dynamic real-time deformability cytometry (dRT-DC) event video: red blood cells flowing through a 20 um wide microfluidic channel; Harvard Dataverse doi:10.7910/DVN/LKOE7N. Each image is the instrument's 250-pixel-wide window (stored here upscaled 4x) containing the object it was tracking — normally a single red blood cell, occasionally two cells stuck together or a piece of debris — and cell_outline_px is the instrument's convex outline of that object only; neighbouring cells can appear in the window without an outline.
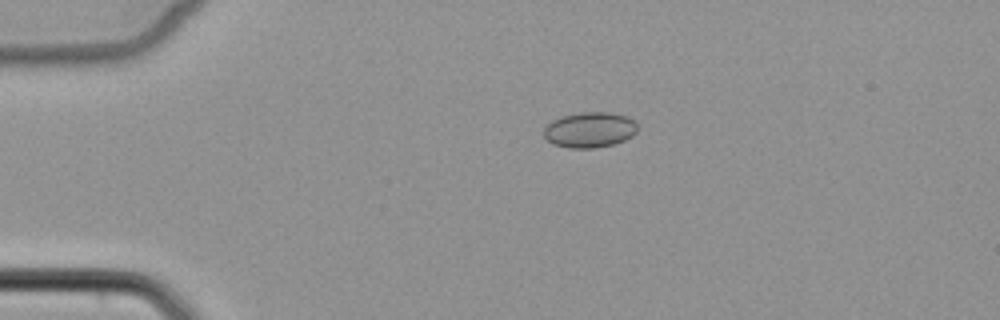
{"species": "common noctule bat (a hibernating species)", "species_latin": "Nyctalus noctula", "temperature_condition": "cold", "stored_images_in_passage": 4, "camera_frame_rate_fps": 3000, "um_per_image_px": 0.085, "animal": {"sex": "female", "body_mass_g": 22.7, "forearm_length_mm": 54.2}, "frame": {"image": 1, "passage_image": 3, "time_ms": 2.333, "image_size_px": [1000, 320], "cell_outline_px": [[640, 128], [632, 136], [624, 140], [612, 144], [596, 148], [568, 148], [552, 144], [544, 136], [544, 128], [552, 120], [564, 116], [580, 112], [612, 112], [628, 116]], "centroid_in_image_um": [50.14, 11.03], "position_along_channel_um": 34.9, "area_um2": 19.48}}